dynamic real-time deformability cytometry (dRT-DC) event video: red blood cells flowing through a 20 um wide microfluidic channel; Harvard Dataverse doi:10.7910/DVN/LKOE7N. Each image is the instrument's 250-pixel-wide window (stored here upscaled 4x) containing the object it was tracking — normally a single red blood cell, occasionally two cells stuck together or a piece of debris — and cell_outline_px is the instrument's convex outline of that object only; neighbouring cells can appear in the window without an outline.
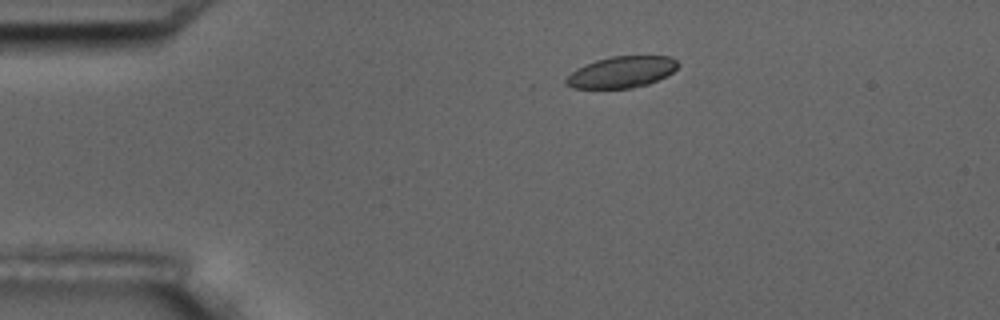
{"species": "common noctule bat (a hibernating species)", "species_latin": "Nyctalus noctula", "temperature_condition": "room temperature", "stored_images_in_passage": 4, "camera_frame_rate_fps": 3000, "um_per_image_px": 0.085, "animal": {"sex": "male", "body_mass_g": 17.5, "forearm_length_mm": 52.3}, "frame": {"image": 1, "passage_image": 1, "time_ms": 0.0, "image_size_px": [1000, 320], "cell_outline_px": [[680, 64], [672, 72], [648, 84], [632, 88], [572, 88], [564, 84], [564, 80], [576, 68], [596, 60], [612, 56], [668, 56], [676, 60]], "centroid_in_image_um": [52.8, 6.13], "position_along_channel_um": 32.2, "area_um2": 20.35}}
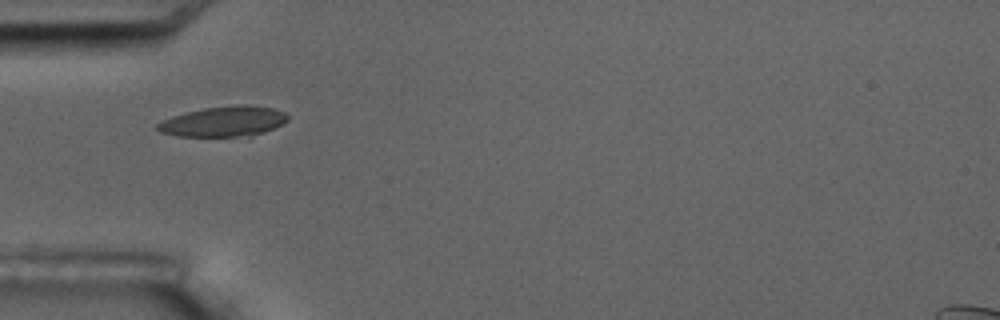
{"frame": {"image": 2, "passage_image": 3, "time_ms": 2.333, "image_size_px": [1000, 320], "cell_outline_px": [[288, 120], [284, 124], [248, 140], [176, 136], [160, 132], [156, 128], [156, 124], [160, 120], [172, 116], [204, 108], [240, 104], [244, 104], [272, 108], [284, 112], [288, 116]], "centroid_in_image_um": [19.05, 10.4], "position_along_channel_um": 66.0, "area_um2": 24.39}}